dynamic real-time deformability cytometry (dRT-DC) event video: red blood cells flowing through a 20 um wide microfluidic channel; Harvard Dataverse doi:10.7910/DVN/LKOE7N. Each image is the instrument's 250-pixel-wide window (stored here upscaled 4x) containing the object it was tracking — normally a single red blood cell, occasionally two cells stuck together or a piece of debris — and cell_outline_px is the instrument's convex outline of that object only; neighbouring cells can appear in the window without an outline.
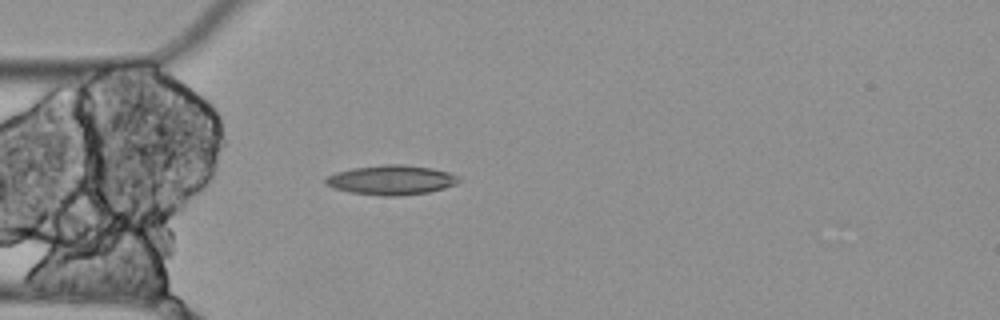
{"species": "Egyptian fruit bat (a non-hibernating species)", "species_latin": "Rousettus aegyptiacus", "temperature_condition": "cold", "stored_images_in_passage": 1, "camera_frame_rate_fps": 3000, "um_per_image_px": 0.085, "animal": {"sex": "female"}, "frame": {"image": 1, "passage_image": 1, "time_ms": 0.0, "image_size_px": [1000, 320], "cell_outline_px": [[460, 180], [456, 184], [444, 188], [428, 192], [396, 196], [384, 196], [352, 192], [336, 188], [324, 184], [324, 176], [336, 172], [352, 168], [384, 164], [404, 164], [432, 168], [448, 172], [460, 176]], "centroid_in_image_um": [33.26, 15.28], "position_along_channel_um": 51.7, "area_um2": 23.0}}